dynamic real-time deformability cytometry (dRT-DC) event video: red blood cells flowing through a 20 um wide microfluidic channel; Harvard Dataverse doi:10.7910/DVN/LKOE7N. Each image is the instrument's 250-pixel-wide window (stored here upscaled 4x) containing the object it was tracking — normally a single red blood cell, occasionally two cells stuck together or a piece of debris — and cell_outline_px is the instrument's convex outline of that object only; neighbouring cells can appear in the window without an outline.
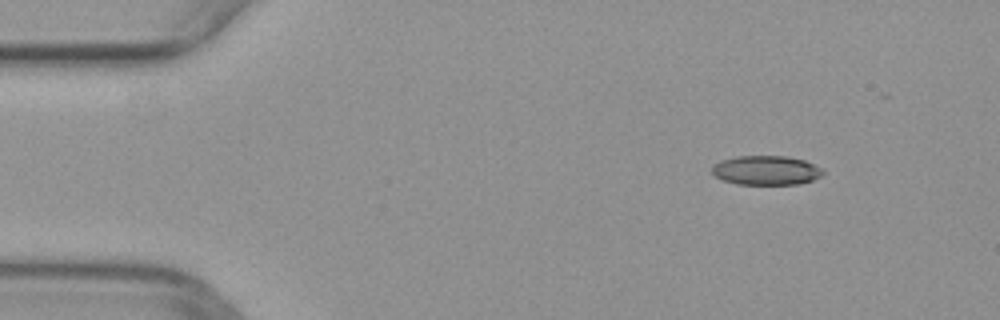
{"species": "common noctule bat (a hibernating species)", "species_latin": "Nyctalus noctula", "temperature_condition": "warm", "stored_images_in_passage": 43, "camera_frame_rate_fps": 3000, "um_per_image_px": 0.085, "animal": {"sex": "female", "body_mass_g": 29.2, "forearm_length_mm": 56.3}, "frame": {"image": 1, "passage_image": 6, "time_ms": 1.667, "image_size_px": [1000, 320], "cell_outline_px": [[824, 172], [820, 176], [812, 180], [800, 184], [736, 184], [724, 180], [716, 176], [712, 172], [712, 168], [716, 164], [724, 160], [736, 156], [784, 156], [804, 160], [820, 168]], "centroid_in_image_um": [65.13, 14.48], "position_along_channel_um": 19.9, "area_um2": 18.61}}
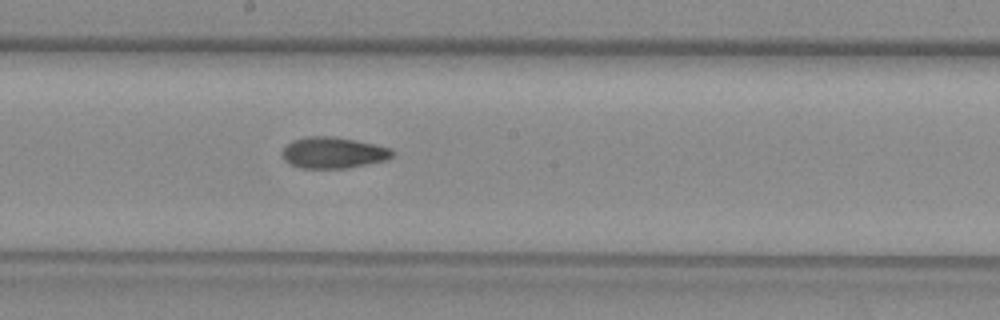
{"frame": {"image": 2, "passage_image": 27, "time_ms": 8.667, "image_size_px": [1000, 320], "cell_outline_px": [[396, 152], [388, 160], [348, 168], [300, 168], [288, 164], [284, 160], [280, 152], [292, 140], [308, 136], [332, 136], [356, 140], [376, 144], [392, 148]], "centroid_in_image_um": [28.34, 12.98], "position_along_channel_um": 219.9, "area_um2": 20.4}}
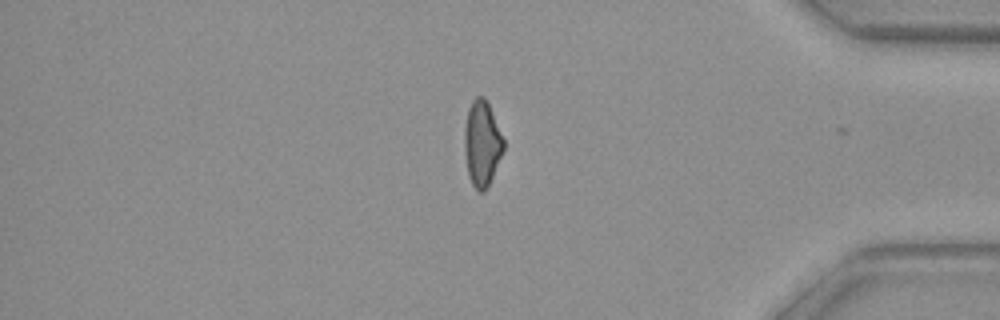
{"frame": {"image": 3, "passage_image": 42, "time_ms": 13.667, "image_size_px": [1000, 320], "cell_outline_px": [[504, 148], [492, 176], [484, 192], [480, 192], [472, 184], [468, 176], [464, 152], [464, 128], [468, 108], [472, 100], [476, 96], [484, 96], [492, 112], [504, 140]], "centroid_in_image_um": [40.94, 12.17], "position_along_channel_um": 394.3, "area_um2": 19.31}}